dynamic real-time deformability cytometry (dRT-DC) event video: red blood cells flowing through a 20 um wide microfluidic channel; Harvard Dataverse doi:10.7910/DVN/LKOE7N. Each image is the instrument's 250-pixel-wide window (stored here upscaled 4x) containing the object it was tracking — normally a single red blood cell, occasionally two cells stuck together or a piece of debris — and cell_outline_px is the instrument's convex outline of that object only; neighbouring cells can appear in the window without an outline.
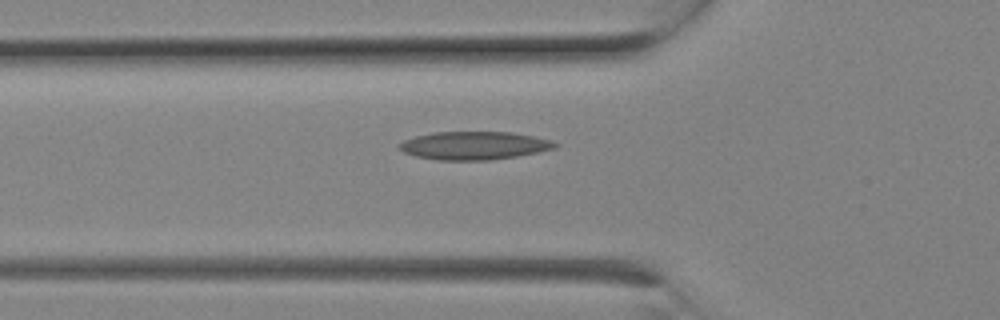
{"species": "Egyptian fruit bat (a non-hibernating species)", "species_latin": "Rousettus aegyptiacus", "temperature_condition": "room temperature", "stored_images_in_passage": 3, "camera_frame_rate_fps": 3000, "um_per_image_px": 0.085, "animal": {"sex": "female"}, "frame": {"image": 1, "passage_image": 3, "time_ms": 0.667, "image_size_px": [1000, 320], "cell_outline_px": [[560, 144], [556, 148], [540, 152], [492, 160], [436, 160], [416, 156], [404, 152], [396, 144], [404, 140], [416, 136], [436, 132], [512, 132], [552, 140]], "centroid_in_image_um": [40.33, 12.37], "position_along_channel_um": 85.5, "area_um2": 25.61}}